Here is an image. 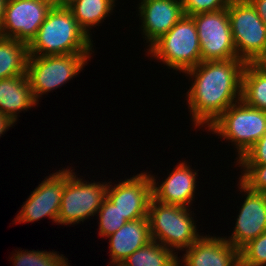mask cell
Returning a JSON list of instances; mask_svg holds the SVG:
<instances>
[{
  "mask_svg": "<svg viewBox=\"0 0 266 266\" xmlns=\"http://www.w3.org/2000/svg\"><path fill=\"white\" fill-rule=\"evenodd\" d=\"M241 59L201 61L185 72L194 79L187 92V103L195 127L207 129L229 106L241 100Z\"/></svg>",
  "mask_w": 266,
  "mask_h": 266,
  "instance_id": "1",
  "label": "cell"
},
{
  "mask_svg": "<svg viewBox=\"0 0 266 266\" xmlns=\"http://www.w3.org/2000/svg\"><path fill=\"white\" fill-rule=\"evenodd\" d=\"M80 28L68 7L53 6L28 45V55L92 53L93 40Z\"/></svg>",
  "mask_w": 266,
  "mask_h": 266,
  "instance_id": "2",
  "label": "cell"
},
{
  "mask_svg": "<svg viewBox=\"0 0 266 266\" xmlns=\"http://www.w3.org/2000/svg\"><path fill=\"white\" fill-rule=\"evenodd\" d=\"M192 216L188 207L164 204L152 197L147 216L151 239L172 251H184L201 237Z\"/></svg>",
  "mask_w": 266,
  "mask_h": 266,
  "instance_id": "3",
  "label": "cell"
},
{
  "mask_svg": "<svg viewBox=\"0 0 266 266\" xmlns=\"http://www.w3.org/2000/svg\"><path fill=\"white\" fill-rule=\"evenodd\" d=\"M146 50L151 59L162 61L168 69L185 73L196 67L201 62V48L194 19L184 15Z\"/></svg>",
  "mask_w": 266,
  "mask_h": 266,
  "instance_id": "4",
  "label": "cell"
},
{
  "mask_svg": "<svg viewBox=\"0 0 266 266\" xmlns=\"http://www.w3.org/2000/svg\"><path fill=\"white\" fill-rule=\"evenodd\" d=\"M208 131L233 142L239 160L266 133V111L240 100L229 106L208 127Z\"/></svg>",
  "mask_w": 266,
  "mask_h": 266,
  "instance_id": "5",
  "label": "cell"
},
{
  "mask_svg": "<svg viewBox=\"0 0 266 266\" xmlns=\"http://www.w3.org/2000/svg\"><path fill=\"white\" fill-rule=\"evenodd\" d=\"M92 53L28 55L26 74L35 100L73 79L87 64Z\"/></svg>",
  "mask_w": 266,
  "mask_h": 266,
  "instance_id": "6",
  "label": "cell"
},
{
  "mask_svg": "<svg viewBox=\"0 0 266 266\" xmlns=\"http://www.w3.org/2000/svg\"><path fill=\"white\" fill-rule=\"evenodd\" d=\"M228 15L237 58L256 63L266 51V25L248 0H230Z\"/></svg>",
  "mask_w": 266,
  "mask_h": 266,
  "instance_id": "7",
  "label": "cell"
},
{
  "mask_svg": "<svg viewBox=\"0 0 266 266\" xmlns=\"http://www.w3.org/2000/svg\"><path fill=\"white\" fill-rule=\"evenodd\" d=\"M73 169H65V188L57 224L75 225L97 214L106 198L108 183L86 182ZM85 182V183H84Z\"/></svg>",
  "mask_w": 266,
  "mask_h": 266,
  "instance_id": "8",
  "label": "cell"
},
{
  "mask_svg": "<svg viewBox=\"0 0 266 266\" xmlns=\"http://www.w3.org/2000/svg\"><path fill=\"white\" fill-rule=\"evenodd\" d=\"M191 17L197 28L201 61L238 59L227 8L198 13Z\"/></svg>",
  "mask_w": 266,
  "mask_h": 266,
  "instance_id": "9",
  "label": "cell"
},
{
  "mask_svg": "<svg viewBox=\"0 0 266 266\" xmlns=\"http://www.w3.org/2000/svg\"><path fill=\"white\" fill-rule=\"evenodd\" d=\"M52 8L49 3L33 0H7L0 36L29 45Z\"/></svg>",
  "mask_w": 266,
  "mask_h": 266,
  "instance_id": "10",
  "label": "cell"
},
{
  "mask_svg": "<svg viewBox=\"0 0 266 266\" xmlns=\"http://www.w3.org/2000/svg\"><path fill=\"white\" fill-rule=\"evenodd\" d=\"M106 198L110 200L127 221L148 218L152 195V181L149 172H141L119 184H110Z\"/></svg>",
  "mask_w": 266,
  "mask_h": 266,
  "instance_id": "11",
  "label": "cell"
},
{
  "mask_svg": "<svg viewBox=\"0 0 266 266\" xmlns=\"http://www.w3.org/2000/svg\"><path fill=\"white\" fill-rule=\"evenodd\" d=\"M41 182L22 205L14 223H29L48 217L57 224L65 188V169L51 173Z\"/></svg>",
  "mask_w": 266,
  "mask_h": 266,
  "instance_id": "12",
  "label": "cell"
},
{
  "mask_svg": "<svg viewBox=\"0 0 266 266\" xmlns=\"http://www.w3.org/2000/svg\"><path fill=\"white\" fill-rule=\"evenodd\" d=\"M238 185L240 192L244 191V196H247L239 210L232 235L225 239L240 250L266 231V194L253 192L240 181Z\"/></svg>",
  "mask_w": 266,
  "mask_h": 266,
  "instance_id": "13",
  "label": "cell"
},
{
  "mask_svg": "<svg viewBox=\"0 0 266 266\" xmlns=\"http://www.w3.org/2000/svg\"><path fill=\"white\" fill-rule=\"evenodd\" d=\"M139 19L148 48L167 33L185 14L181 0H140ZM141 17V18H140Z\"/></svg>",
  "mask_w": 266,
  "mask_h": 266,
  "instance_id": "14",
  "label": "cell"
},
{
  "mask_svg": "<svg viewBox=\"0 0 266 266\" xmlns=\"http://www.w3.org/2000/svg\"><path fill=\"white\" fill-rule=\"evenodd\" d=\"M201 236L188 247L178 264L184 266H240V250L225 237ZM182 261V263H181Z\"/></svg>",
  "mask_w": 266,
  "mask_h": 266,
  "instance_id": "15",
  "label": "cell"
},
{
  "mask_svg": "<svg viewBox=\"0 0 266 266\" xmlns=\"http://www.w3.org/2000/svg\"><path fill=\"white\" fill-rule=\"evenodd\" d=\"M199 170H192L187 162L178 163L167 176L166 179L158 185L155 176L150 174L152 181V195L155 200L164 204L179 205L188 207L193 203L196 189V176Z\"/></svg>",
  "mask_w": 266,
  "mask_h": 266,
  "instance_id": "16",
  "label": "cell"
},
{
  "mask_svg": "<svg viewBox=\"0 0 266 266\" xmlns=\"http://www.w3.org/2000/svg\"><path fill=\"white\" fill-rule=\"evenodd\" d=\"M112 263H122L136 250L144 247L152 239L148 218L127 221L119 230L107 237Z\"/></svg>",
  "mask_w": 266,
  "mask_h": 266,
  "instance_id": "17",
  "label": "cell"
},
{
  "mask_svg": "<svg viewBox=\"0 0 266 266\" xmlns=\"http://www.w3.org/2000/svg\"><path fill=\"white\" fill-rule=\"evenodd\" d=\"M37 103L27 74L0 79V113L13 123L17 122L19 112L31 109Z\"/></svg>",
  "mask_w": 266,
  "mask_h": 266,
  "instance_id": "18",
  "label": "cell"
},
{
  "mask_svg": "<svg viewBox=\"0 0 266 266\" xmlns=\"http://www.w3.org/2000/svg\"><path fill=\"white\" fill-rule=\"evenodd\" d=\"M28 45L0 36V79L26 75Z\"/></svg>",
  "mask_w": 266,
  "mask_h": 266,
  "instance_id": "19",
  "label": "cell"
},
{
  "mask_svg": "<svg viewBox=\"0 0 266 266\" xmlns=\"http://www.w3.org/2000/svg\"><path fill=\"white\" fill-rule=\"evenodd\" d=\"M116 0H75L68 8L80 28L91 38L90 29L98 26L113 11Z\"/></svg>",
  "mask_w": 266,
  "mask_h": 266,
  "instance_id": "20",
  "label": "cell"
},
{
  "mask_svg": "<svg viewBox=\"0 0 266 266\" xmlns=\"http://www.w3.org/2000/svg\"><path fill=\"white\" fill-rule=\"evenodd\" d=\"M241 100L266 111V71L256 63H246L242 73Z\"/></svg>",
  "mask_w": 266,
  "mask_h": 266,
  "instance_id": "21",
  "label": "cell"
},
{
  "mask_svg": "<svg viewBox=\"0 0 266 266\" xmlns=\"http://www.w3.org/2000/svg\"><path fill=\"white\" fill-rule=\"evenodd\" d=\"M177 252L151 240L122 261L124 266H177Z\"/></svg>",
  "mask_w": 266,
  "mask_h": 266,
  "instance_id": "22",
  "label": "cell"
},
{
  "mask_svg": "<svg viewBox=\"0 0 266 266\" xmlns=\"http://www.w3.org/2000/svg\"><path fill=\"white\" fill-rule=\"evenodd\" d=\"M10 258V260L14 261L13 266H70L68 265V259L64 255L45 250L17 251Z\"/></svg>",
  "mask_w": 266,
  "mask_h": 266,
  "instance_id": "23",
  "label": "cell"
},
{
  "mask_svg": "<svg viewBox=\"0 0 266 266\" xmlns=\"http://www.w3.org/2000/svg\"><path fill=\"white\" fill-rule=\"evenodd\" d=\"M97 215L99 216L98 232L101 238H106L112 235L127 222L117 210L116 206L107 198L103 200L102 206L99 208Z\"/></svg>",
  "mask_w": 266,
  "mask_h": 266,
  "instance_id": "24",
  "label": "cell"
},
{
  "mask_svg": "<svg viewBox=\"0 0 266 266\" xmlns=\"http://www.w3.org/2000/svg\"><path fill=\"white\" fill-rule=\"evenodd\" d=\"M241 266H266V231L240 249Z\"/></svg>",
  "mask_w": 266,
  "mask_h": 266,
  "instance_id": "25",
  "label": "cell"
},
{
  "mask_svg": "<svg viewBox=\"0 0 266 266\" xmlns=\"http://www.w3.org/2000/svg\"><path fill=\"white\" fill-rule=\"evenodd\" d=\"M243 172L239 181L249 190L266 194V165L238 164Z\"/></svg>",
  "mask_w": 266,
  "mask_h": 266,
  "instance_id": "26",
  "label": "cell"
},
{
  "mask_svg": "<svg viewBox=\"0 0 266 266\" xmlns=\"http://www.w3.org/2000/svg\"><path fill=\"white\" fill-rule=\"evenodd\" d=\"M184 14L193 16L198 13L226 9L230 0H181Z\"/></svg>",
  "mask_w": 266,
  "mask_h": 266,
  "instance_id": "27",
  "label": "cell"
},
{
  "mask_svg": "<svg viewBox=\"0 0 266 266\" xmlns=\"http://www.w3.org/2000/svg\"><path fill=\"white\" fill-rule=\"evenodd\" d=\"M236 162L266 165V133Z\"/></svg>",
  "mask_w": 266,
  "mask_h": 266,
  "instance_id": "28",
  "label": "cell"
},
{
  "mask_svg": "<svg viewBox=\"0 0 266 266\" xmlns=\"http://www.w3.org/2000/svg\"><path fill=\"white\" fill-rule=\"evenodd\" d=\"M266 25V0H248Z\"/></svg>",
  "mask_w": 266,
  "mask_h": 266,
  "instance_id": "29",
  "label": "cell"
},
{
  "mask_svg": "<svg viewBox=\"0 0 266 266\" xmlns=\"http://www.w3.org/2000/svg\"><path fill=\"white\" fill-rule=\"evenodd\" d=\"M12 126H14V123L0 113V137Z\"/></svg>",
  "mask_w": 266,
  "mask_h": 266,
  "instance_id": "30",
  "label": "cell"
},
{
  "mask_svg": "<svg viewBox=\"0 0 266 266\" xmlns=\"http://www.w3.org/2000/svg\"><path fill=\"white\" fill-rule=\"evenodd\" d=\"M74 1L75 0H55V6H57V7H68Z\"/></svg>",
  "mask_w": 266,
  "mask_h": 266,
  "instance_id": "31",
  "label": "cell"
},
{
  "mask_svg": "<svg viewBox=\"0 0 266 266\" xmlns=\"http://www.w3.org/2000/svg\"><path fill=\"white\" fill-rule=\"evenodd\" d=\"M7 0H0V29L4 19L5 4Z\"/></svg>",
  "mask_w": 266,
  "mask_h": 266,
  "instance_id": "32",
  "label": "cell"
},
{
  "mask_svg": "<svg viewBox=\"0 0 266 266\" xmlns=\"http://www.w3.org/2000/svg\"><path fill=\"white\" fill-rule=\"evenodd\" d=\"M256 64L260 66L263 70L266 71V51L265 53L257 60Z\"/></svg>",
  "mask_w": 266,
  "mask_h": 266,
  "instance_id": "33",
  "label": "cell"
},
{
  "mask_svg": "<svg viewBox=\"0 0 266 266\" xmlns=\"http://www.w3.org/2000/svg\"><path fill=\"white\" fill-rule=\"evenodd\" d=\"M33 1L49 3L52 7L55 6V0H33Z\"/></svg>",
  "mask_w": 266,
  "mask_h": 266,
  "instance_id": "34",
  "label": "cell"
},
{
  "mask_svg": "<svg viewBox=\"0 0 266 266\" xmlns=\"http://www.w3.org/2000/svg\"><path fill=\"white\" fill-rule=\"evenodd\" d=\"M112 266H124L122 263H112Z\"/></svg>",
  "mask_w": 266,
  "mask_h": 266,
  "instance_id": "35",
  "label": "cell"
}]
</instances>
